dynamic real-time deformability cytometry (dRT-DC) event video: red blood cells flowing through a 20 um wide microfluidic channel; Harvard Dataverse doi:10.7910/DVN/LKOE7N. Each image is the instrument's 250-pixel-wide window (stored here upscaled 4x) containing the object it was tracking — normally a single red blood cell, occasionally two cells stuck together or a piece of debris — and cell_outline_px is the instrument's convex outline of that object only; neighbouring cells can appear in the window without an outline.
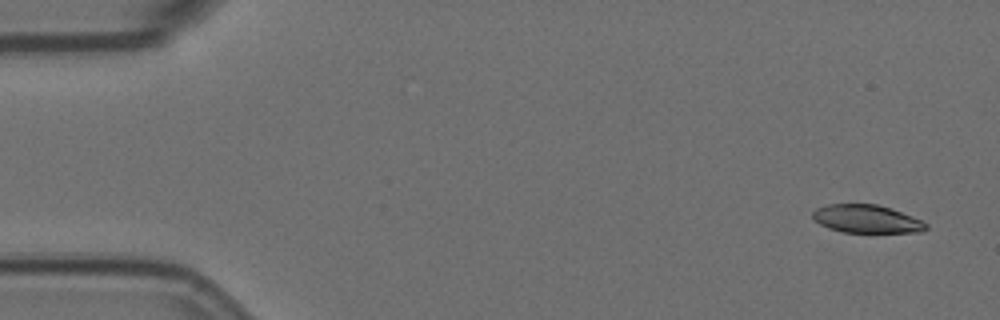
{"species": "Egyptian fruit bat (a non-hibernating species)", "species_latin": "Rousettus aegyptiacus", "temperature_condition": "room temperature", "stored_images_in_passage": 5, "camera_frame_rate_fps": 3000, "um_per_image_px": 0.085, "animal": {"sex": "female"}, "frame": {"image": 1, "passage_image": 1, "time_ms": 0.0, "image_size_px": [1000, 320], "cell_outline_px": [[928, 228], [920, 232], [844, 232], [828, 228], [812, 220], [812, 212], [816, 208], [828, 204], [876, 204], [892, 208], [912, 216], [928, 224]], "centroid_in_image_um": [73.64, 18.6], "position_along_channel_um": 11.4, "area_um2": 18.61}}
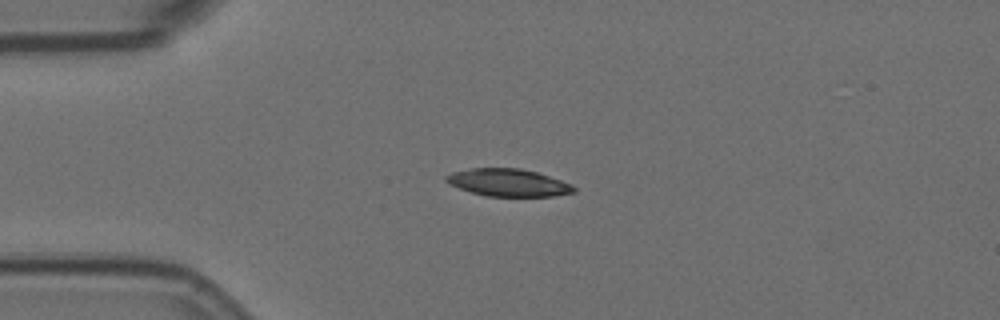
{"frame": {"image": 2, "passage_image": 4, "time_ms": 1.0, "image_size_px": [1000, 320], "cell_outline_px": [[576, 192], [552, 196], [484, 196], [448, 184], [444, 180], [444, 176], [452, 172], [472, 168], [520, 168], [536, 172], [572, 184], [576, 188]], "centroid_in_image_um": [43.18, 15.52], "position_along_channel_um": 41.8, "area_um2": 20.4}}